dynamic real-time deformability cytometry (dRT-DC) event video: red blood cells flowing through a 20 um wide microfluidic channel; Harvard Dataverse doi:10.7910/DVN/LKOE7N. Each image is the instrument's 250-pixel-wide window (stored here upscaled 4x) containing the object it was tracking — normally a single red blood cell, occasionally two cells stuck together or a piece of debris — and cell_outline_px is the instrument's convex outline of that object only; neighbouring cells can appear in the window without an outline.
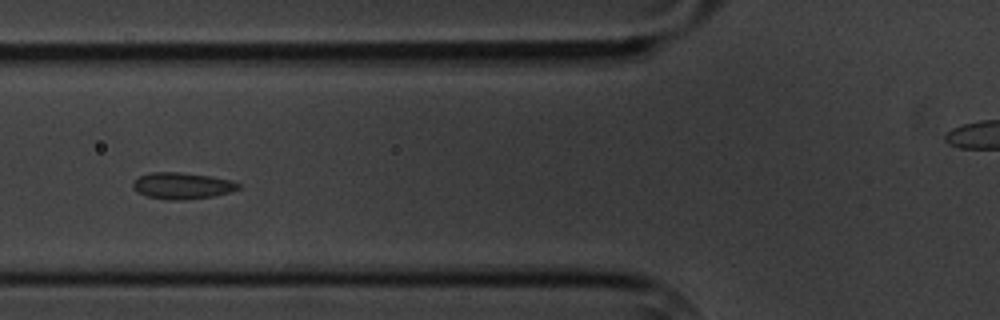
{"species": "common noctule bat (a hibernating species)", "species_latin": "Nyctalus noctula", "temperature_condition": "cold", "stored_images_in_passage": 16, "segment_of_instrument_passage": [1, 2], "camera_frame_rate_fps": 3000, "um_per_image_px": 0.085, "animal": {"sex": "male", "body_mass_g": 20.1, "forearm_length_mm": 53.5}, "frame": {"image": 1, "passage_image": 6, "time_ms": 6.667, "image_size_px": [1000, 320], "cell_outline_px": [[240, 188], [216, 196], [184, 200], [168, 200], [148, 196], [136, 192], [132, 188], [132, 184], [140, 176], [152, 172], [180, 172], [208, 176], [228, 180], [240, 184]], "centroid_in_image_um": [15.45, 15.8], "position_along_channel_um": 110.3, "area_um2": 16.13}}
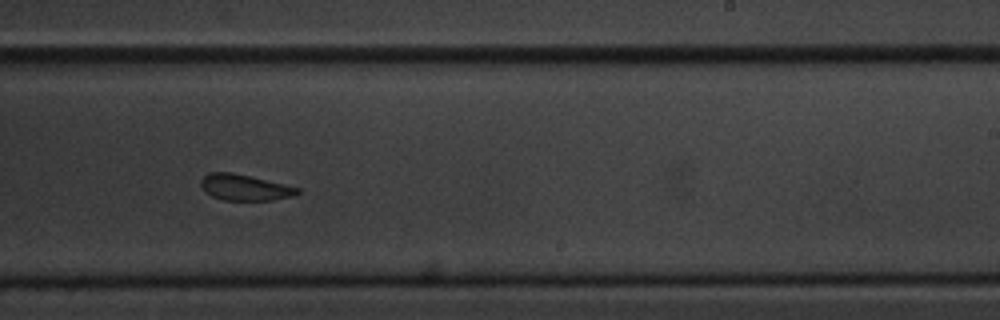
{"frame": {"image": 2, "passage_image": 10, "time_ms": 11.333, "image_size_px": [1000, 320], "cell_outline_px": [[300, 192], [292, 196], [272, 200], [224, 200], [212, 196], [204, 192], [200, 184], [200, 180], [208, 172], [232, 172], [284, 184], [300, 188]], "centroid_in_image_um": [20.76, 15.93], "position_along_channel_um": 268.2, "area_um2": 14.62}}
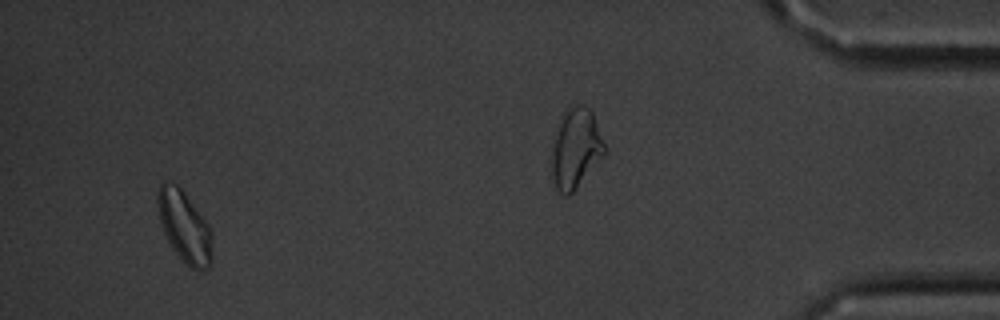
{"frame": {"image": 3, "passage_image": 15, "time_ms": 18.0, "image_size_px": [1000, 320], "cell_outline_px": [[212, 264], [208, 268], [200, 272], [192, 268], [172, 248], [160, 224], [156, 204], [156, 192], [160, 184], [164, 180], [176, 184], [184, 192], [208, 224], [212, 236]], "centroid_in_image_um": [15.66, 19.25], "position_along_channel_um": 419.5, "area_um2": 22.77}}